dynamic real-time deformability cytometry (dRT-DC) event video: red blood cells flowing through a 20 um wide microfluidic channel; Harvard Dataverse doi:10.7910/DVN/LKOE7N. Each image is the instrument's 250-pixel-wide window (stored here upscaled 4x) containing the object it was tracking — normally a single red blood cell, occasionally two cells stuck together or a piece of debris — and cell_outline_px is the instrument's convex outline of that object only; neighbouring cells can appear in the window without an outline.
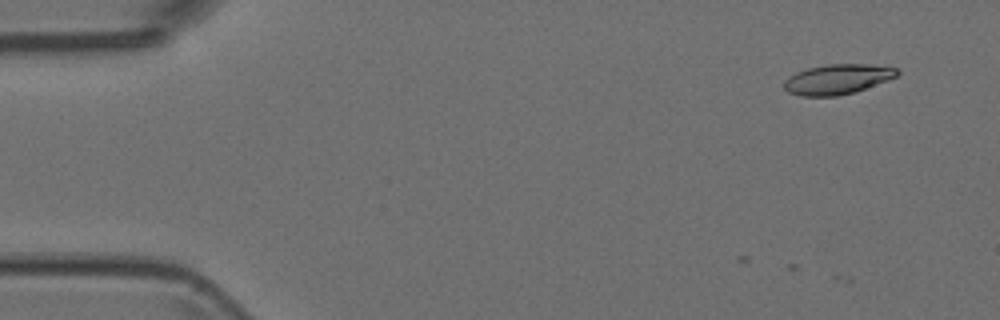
{"species": "Egyptian fruit bat (a non-hibernating species)", "species_latin": "Rousettus aegyptiacus", "temperature_condition": "room temperature", "stored_images_in_passage": 9, "camera_frame_rate_fps": 3000, "um_per_image_px": 0.085, "animal": {"sex": "female"}, "frame": {"image": 1, "passage_image": 3, "time_ms": 0.667, "image_size_px": [1000, 320], "cell_outline_px": [[900, 72], [896, 76], [888, 80], [852, 92], [836, 96], [800, 96], [788, 92], [784, 88], [784, 80], [788, 76], [796, 72], [808, 68], [828, 64], [868, 64], [900, 68]], "centroid_in_image_um": [71.17, 6.72], "position_along_channel_um": 13.8, "area_um2": 19.71}}
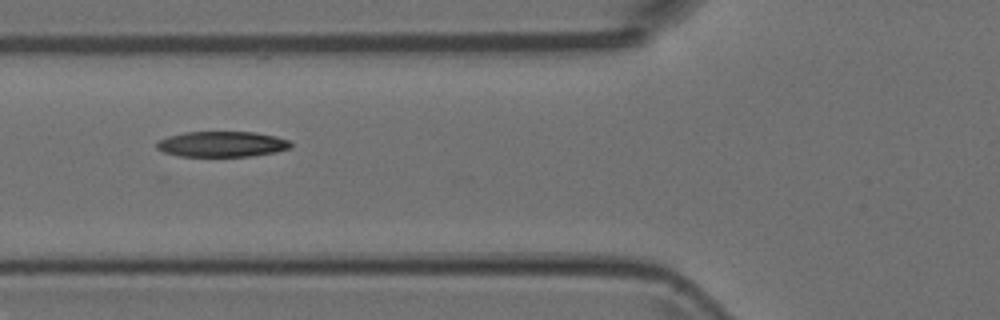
{"frame": {"image": 2, "passage_image": 7, "time_ms": 2.0, "image_size_px": [1000, 320], "cell_outline_px": [[292, 148], [276, 152], [252, 156], [180, 156], [164, 152], [156, 148], [156, 140], [168, 136], [184, 132], [252, 132], [276, 136], [288, 140], [292, 144]], "centroid_in_image_um": [18.86, 12.25], "position_along_channel_um": 106.9, "area_um2": 20.06}}
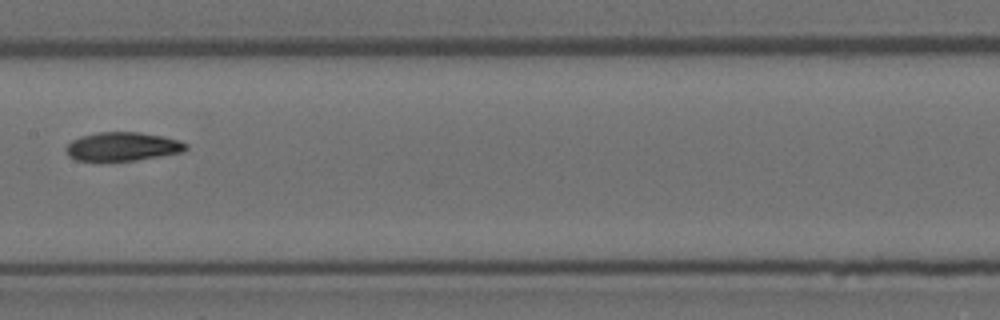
{"frame": {"image": 3, "passage_image": 9, "time_ms": 2.667, "image_size_px": [1000, 320], "cell_outline_px": [[188, 148], [184, 152], [136, 160], [76, 160], [68, 156], [64, 148], [72, 140], [80, 136], [100, 132], [136, 132], [160, 136], [180, 140], [188, 144]], "centroid_in_image_um": [10.42, 12.45], "position_along_channel_um": 197.0, "area_um2": 19.94}}